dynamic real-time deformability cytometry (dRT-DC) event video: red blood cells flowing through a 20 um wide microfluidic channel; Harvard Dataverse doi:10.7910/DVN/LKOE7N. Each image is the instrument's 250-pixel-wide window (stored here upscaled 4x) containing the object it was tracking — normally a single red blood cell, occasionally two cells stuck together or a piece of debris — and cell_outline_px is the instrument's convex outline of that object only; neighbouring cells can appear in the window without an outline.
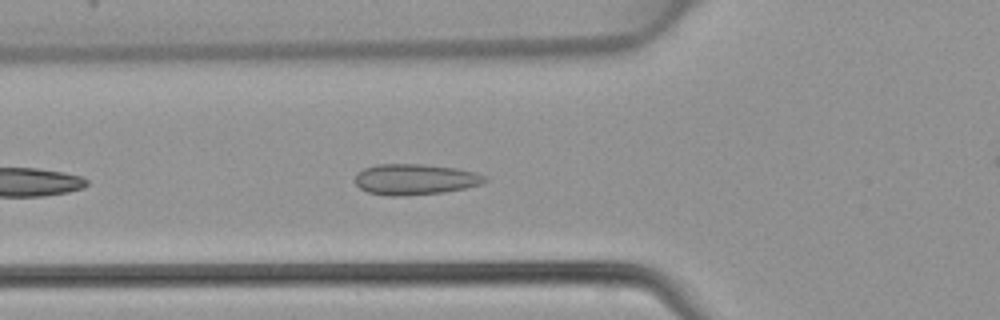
{"species": "common noctule bat (a hibernating species)", "species_latin": "Nyctalus noctula", "temperature_condition": "warm", "stored_images_in_passage": 31, "camera_frame_rate_fps": 3000, "um_per_image_px": 0.085, "animal": {"sex": "female", "body_mass_g": 22.7, "forearm_length_mm": 54.2}, "frame": {"image": 1, "passage_image": 5, "time_ms": 1.333, "image_size_px": [1000, 320], "cell_outline_px": [[488, 180], [480, 184], [464, 188], [444, 192], [404, 196], [388, 196], [368, 192], [360, 188], [356, 184], [356, 172], [364, 168], [376, 164], [424, 164], [456, 168], [476, 172], [488, 176]], "centroid_in_image_um": [35.29, 15.24], "position_along_channel_um": 90.5, "area_um2": 23.47}}
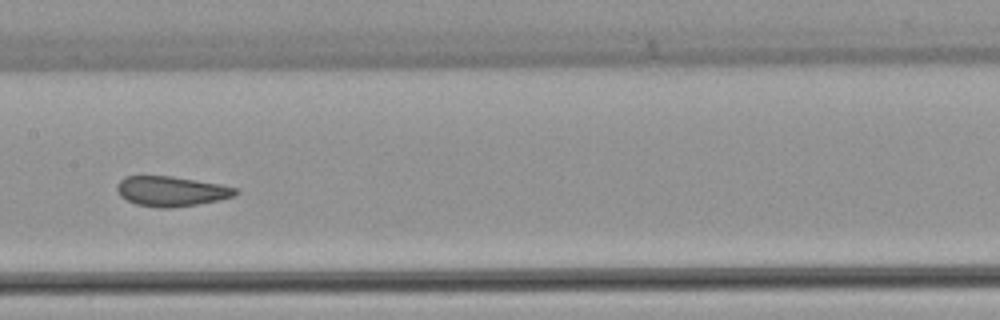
{"frame": {"image": 2, "passage_image": 12, "time_ms": 3.667, "image_size_px": [1000, 320], "cell_outline_px": [[240, 192], [236, 196], [220, 200], [196, 204], [168, 208], [156, 208], [136, 204], [120, 196], [116, 188], [116, 184], [124, 176], [172, 176], [220, 184], [240, 188]], "centroid_in_image_um": [14.59, 16.25], "position_along_channel_um": 192.8, "area_um2": 20.92}}
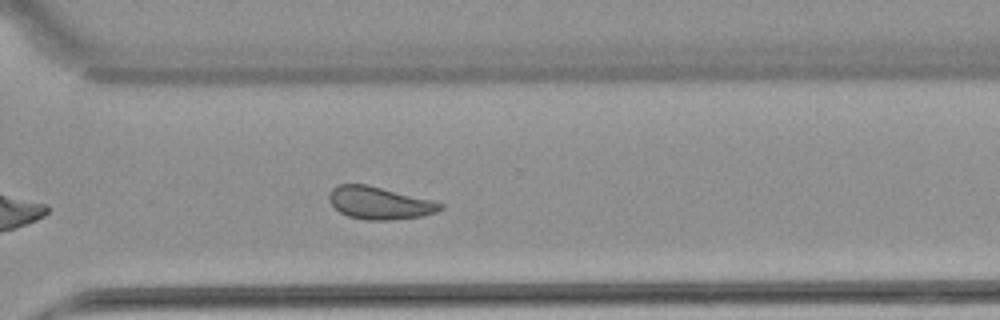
{"frame": {"image": 3, "passage_image": 22, "time_ms": 7.0, "image_size_px": [1000, 320], "cell_outline_px": [[444, 208], [436, 212], [420, 216], [388, 220], [364, 220], [348, 216], [340, 212], [328, 200], [328, 196], [332, 188], [336, 184], [368, 184], [432, 200], [444, 204]], "centroid_in_image_um": [32.24, 17.24], "position_along_channel_um": 338.4, "area_um2": 21.1}}